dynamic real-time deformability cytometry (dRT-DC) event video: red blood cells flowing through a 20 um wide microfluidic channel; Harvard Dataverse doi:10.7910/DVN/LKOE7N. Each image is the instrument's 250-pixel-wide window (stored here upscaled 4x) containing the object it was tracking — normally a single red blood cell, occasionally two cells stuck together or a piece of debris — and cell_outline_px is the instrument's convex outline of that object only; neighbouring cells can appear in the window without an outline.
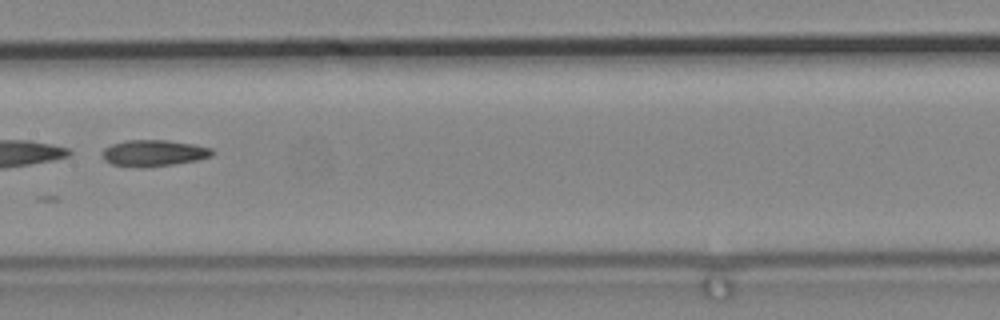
{"species": "common noctule bat (a hibernating species)", "species_latin": "Nyctalus noctula", "temperature_condition": "cold", "stored_images_in_passage": 9, "camera_frame_rate_fps": 3000, "um_per_image_px": 0.085, "animal": {"sex": "male", "body_mass_g": 19.2, "forearm_length_mm": 51.8}, "frame": {"image": 1, "passage_image": 9, "time_ms": 2.667, "image_size_px": [1000, 320], "cell_outline_px": [[216, 152], [212, 156], [196, 160], [172, 164], [144, 168], [112, 164], [104, 160], [100, 152], [104, 148], [112, 144], [128, 140], [168, 140], [192, 144], [212, 148]], "centroid_in_image_um": [13.05, 13.01], "position_along_channel_um": 194.3, "area_um2": 16.94}}